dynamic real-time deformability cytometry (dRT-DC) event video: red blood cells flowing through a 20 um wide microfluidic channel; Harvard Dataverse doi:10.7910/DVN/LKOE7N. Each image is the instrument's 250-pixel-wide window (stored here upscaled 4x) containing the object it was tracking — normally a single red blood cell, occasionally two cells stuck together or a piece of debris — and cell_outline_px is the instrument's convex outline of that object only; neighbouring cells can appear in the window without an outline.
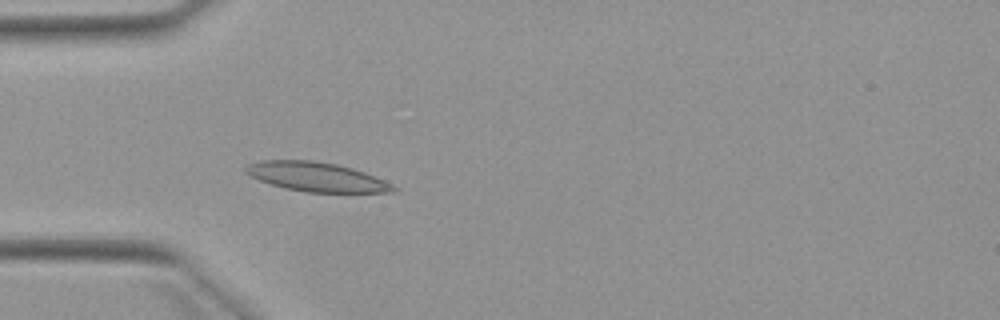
{"species": "Egyptian fruit bat (a non-hibernating species)", "species_latin": "Rousettus aegyptiacus", "temperature_condition": "warm", "stored_images_in_passage": 4, "camera_frame_rate_fps": 3000, "um_per_image_px": 0.085, "animal": {"sex": "female"}, "frame": {"image": 1, "passage_image": 4, "time_ms": 3.667, "image_size_px": [1000, 320], "cell_outline_px": [[400, 188], [396, 192], [304, 192], [284, 188], [260, 180], [244, 172], [244, 168], [248, 164], [260, 160], [312, 160], [336, 164], [352, 168], [364, 172], [384, 180]], "centroid_in_image_um": [26.92, 15.03], "position_along_channel_um": 58.1, "area_um2": 25.14}}